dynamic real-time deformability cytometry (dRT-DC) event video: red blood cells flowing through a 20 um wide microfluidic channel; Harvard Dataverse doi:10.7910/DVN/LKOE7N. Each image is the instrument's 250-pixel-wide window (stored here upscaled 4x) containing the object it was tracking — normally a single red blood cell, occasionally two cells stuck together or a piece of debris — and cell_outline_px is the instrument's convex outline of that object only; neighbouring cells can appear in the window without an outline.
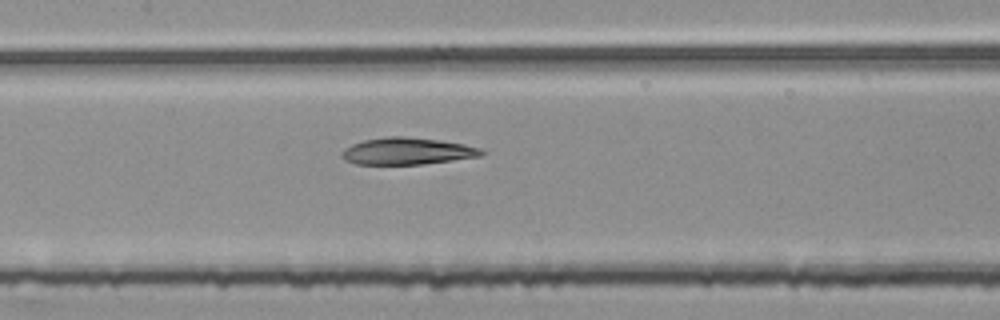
{"species": "common noctule bat (a hibernating species)", "species_latin": "Nyctalus noctula", "temperature_condition": "room temperature", "stored_images_in_passage": 53, "segment_of_instrument_passage": [2, 2], "camera_frame_rate_fps": 3000, "um_per_image_px": 0.085, "animal": {"sex": "female", "body_mass_g": 25.1}, "frame": {"image": 1, "passage_image": 25, "time_ms": 8.0, "image_size_px": [1000, 320], "cell_outline_px": [[484, 152], [480, 156], [452, 160], [420, 164], [356, 164], [344, 160], [344, 148], [352, 144], [364, 140], [388, 136], [404, 136], [440, 140], [464, 144], [484, 148]], "centroid_in_image_um": [34.64, 12.84], "position_along_channel_um": 172.8, "area_um2": 21.73}}
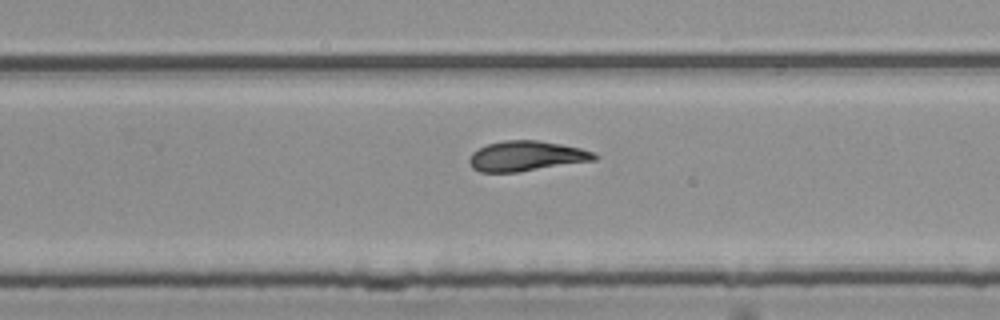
{"frame": {"image": 2, "passage_image": 34, "time_ms": 11.0, "image_size_px": [1000, 320], "cell_outline_px": [[600, 156], [596, 160], [520, 172], [480, 172], [472, 168], [468, 160], [472, 152], [488, 144], [504, 140], [536, 140], [560, 144], [580, 148], [596, 152]], "centroid_in_image_um": [44.77, 13.27], "position_along_channel_um": 285.0, "area_um2": 22.08}}
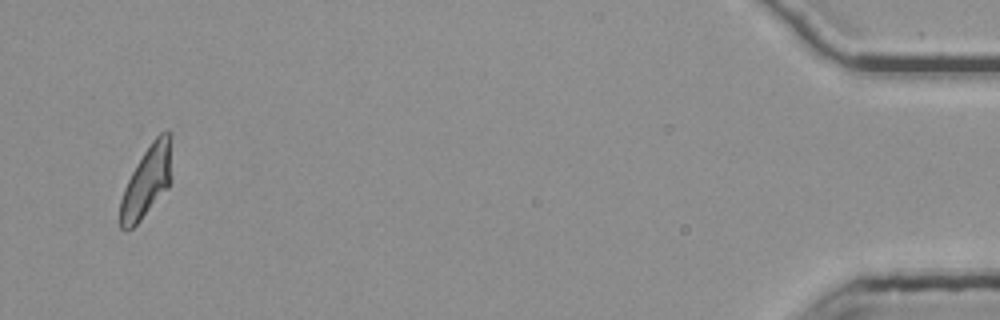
{"frame": {"image": 3, "passage_image": 52, "time_ms": 17.0, "image_size_px": [1000, 320], "cell_outline_px": [[172, 180], [168, 188], [140, 220], [132, 228], [124, 232], [120, 228], [120, 200], [124, 188], [136, 164], [152, 140], [160, 132], [172, 132]], "centroid_in_image_um": [12.51, 15.39], "position_along_channel_um": 422.7, "area_um2": 21.73}}